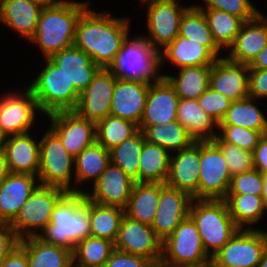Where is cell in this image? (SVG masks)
Instances as JSON below:
<instances>
[{
    "mask_svg": "<svg viewBox=\"0 0 267 267\" xmlns=\"http://www.w3.org/2000/svg\"><path fill=\"white\" fill-rule=\"evenodd\" d=\"M96 11L90 5L76 24L74 46L88 54L100 67L109 68L130 34L131 19Z\"/></svg>",
    "mask_w": 267,
    "mask_h": 267,
    "instance_id": "1",
    "label": "cell"
},
{
    "mask_svg": "<svg viewBox=\"0 0 267 267\" xmlns=\"http://www.w3.org/2000/svg\"><path fill=\"white\" fill-rule=\"evenodd\" d=\"M90 236V200L85 193L67 192L57 202L50 222L37 237L73 252L81 240Z\"/></svg>",
    "mask_w": 267,
    "mask_h": 267,
    "instance_id": "2",
    "label": "cell"
},
{
    "mask_svg": "<svg viewBox=\"0 0 267 267\" xmlns=\"http://www.w3.org/2000/svg\"><path fill=\"white\" fill-rule=\"evenodd\" d=\"M90 2L63 0L55 6L43 8L30 45L37 46L44 58L72 47L77 21Z\"/></svg>",
    "mask_w": 267,
    "mask_h": 267,
    "instance_id": "3",
    "label": "cell"
},
{
    "mask_svg": "<svg viewBox=\"0 0 267 267\" xmlns=\"http://www.w3.org/2000/svg\"><path fill=\"white\" fill-rule=\"evenodd\" d=\"M132 36L129 34L123 41L109 69L120 79L149 83L159 81L163 77L160 51L155 49L141 33L134 35L133 38Z\"/></svg>",
    "mask_w": 267,
    "mask_h": 267,
    "instance_id": "4",
    "label": "cell"
},
{
    "mask_svg": "<svg viewBox=\"0 0 267 267\" xmlns=\"http://www.w3.org/2000/svg\"><path fill=\"white\" fill-rule=\"evenodd\" d=\"M189 216L195 222L204 250L212 258L238 231L224 200L193 199Z\"/></svg>",
    "mask_w": 267,
    "mask_h": 267,
    "instance_id": "5",
    "label": "cell"
},
{
    "mask_svg": "<svg viewBox=\"0 0 267 267\" xmlns=\"http://www.w3.org/2000/svg\"><path fill=\"white\" fill-rule=\"evenodd\" d=\"M45 64L27 88L37 101L43 115L58 111L74 110L77 106L80 93L70 84L62 69L56 66L49 58H44Z\"/></svg>",
    "mask_w": 267,
    "mask_h": 267,
    "instance_id": "6",
    "label": "cell"
},
{
    "mask_svg": "<svg viewBox=\"0 0 267 267\" xmlns=\"http://www.w3.org/2000/svg\"><path fill=\"white\" fill-rule=\"evenodd\" d=\"M45 131L39 140V184L75 192L74 157L49 127Z\"/></svg>",
    "mask_w": 267,
    "mask_h": 267,
    "instance_id": "7",
    "label": "cell"
},
{
    "mask_svg": "<svg viewBox=\"0 0 267 267\" xmlns=\"http://www.w3.org/2000/svg\"><path fill=\"white\" fill-rule=\"evenodd\" d=\"M66 193L64 189L39 184L9 224L10 228L19 239L38 236L50 222L57 202Z\"/></svg>",
    "mask_w": 267,
    "mask_h": 267,
    "instance_id": "8",
    "label": "cell"
},
{
    "mask_svg": "<svg viewBox=\"0 0 267 267\" xmlns=\"http://www.w3.org/2000/svg\"><path fill=\"white\" fill-rule=\"evenodd\" d=\"M146 5L147 30L141 35L158 51L179 35L181 17L190 5L179 0H140Z\"/></svg>",
    "mask_w": 267,
    "mask_h": 267,
    "instance_id": "9",
    "label": "cell"
},
{
    "mask_svg": "<svg viewBox=\"0 0 267 267\" xmlns=\"http://www.w3.org/2000/svg\"><path fill=\"white\" fill-rule=\"evenodd\" d=\"M0 94V129L7 136L29 133L35 128L37 112L41 115L37 101L25 86ZM21 90V91H20Z\"/></svg>",
    "mask_w": 267,
    "mask_h": 267,
    "instance_id": "10",
    "label": "cell"
},
{
    "mask_svg": "<svg viewBox=\"0 0 267 267\" xmlns=\"http://www.w3.org/2000/svg\"><path fill=\"white\" fill-rule=\"evenodd\" d=\"M267 232L238 229L231 239L211 258L214 267H259Z\"/></svg>",
    "mask_w": 267,
    "mask_h": 267,
    "instance_id": "11",
    "label": "cell"
},
{
    "mask_svg": "<svg viewBox=\"0 0 267 267\" xmlns=\"http://www.w3.org/2000/svg\"><path fill=\"white\" fill-rule=\"evenodd\" d=\"M231 174L221 149L212 141H200L198 199L223 200L230 186Z\"/></svg>",
    "mask_w": 267,
    "mask_h": 267,
    "instance_id": "12",
    "label": "cell"
},
{
    "mask_svg": "<svg viewBox=\"0 0 267 267\" xmlns=\"http://www.w3.org/2000/svg\"><path fill=\"white\" fill-rule=\"evenodd\" d=\"M210 260L204 250L197 226L190 216L162 242V257L159 262L200 264Z\"/></svg>",
    "mask_w": 267,
    "mask_h": 267,
    "instance_id": "13",
    "label": "cell"
},
{
    "mask_svg": "<svg viewBox=\"0 0 267 267\" xmlns=\"http://www.w3.org/2000/svg\"><path fill=\"white\" fill-rule=\"evenodd\" d=\"M46 117L49 128L74 158L96 141V123L81 117L74 110L58 111Z\"/></svg>",
    "mask_w": 267,
    "mask_h": 267,
    "instance_id": "14",
    "label": "cell"
},
{
    "mask_svg": "<svg viewBox=\"0 0 267 267\" xmlns=\"http://www.w3.org/2000/svg\"><path fill=\"white\" fill-rule=\"evenodd\" d=\"M114 249L149 259L155 266L162 257V241L149 224L124 215Z\"/></svg>",
    "mask_w": 267,
    "mask_h": 267,
    "instance_id": "15",
    "label": "cell"
},
{
    "mask_svg": "<svg viewBox=\"0 0 267 267\" xmlns=\"http://www.w3.org/2000/svg\"><path fill=\"white\" fill-rule=\"evenodd\" d=\"M117 77L109 68L101 67L91 83L80 93L74 111L94 123L111 113L112 95Z\"/></svg>",
    "mask_w": 267,
    "mask_h": 267,
    "instance_id": "16",
    "label": "cell"
},
{
    "mask_svg": "<svg viewBox=\"0 0 267 267\" xmlns=\"http://www.w3.org/2000/svg\"><path fill=\"white\" fill-rule=\"evenodd\" d=\"M192 200L188 193L160 183V199L151 227L162 242L189 216Z\"/></svg>",
    "mask_w": 267,
    "mask_h": 267,
    "instance_id": "17",
    "label": "cell"
},
{
    "mask_svg": "<svg viewBox=\"0 0 267 267\" xmlns=\"http://www.w3.org/2000/svg\"><path fill=\"white\" fill-rule=\"evenodd\" d=\"M135 181L131 179L119 166L111 162L101 173L97 181L86 187L87 199L105 206H118L125 209ZM93 188V189H92Z\"/></svg>",
    "mask_w": 267,
    "mask_h": 267,
    "instance_id": "18",
    "label": "cell"
},
{
    "mask_svg": "<svg viewBox=\"0 0 267 267\" xmlns=\"http://www.w3.org/2000/svg\"><path fill=\"white\" fill-rule=\"evenodd\" d=\"M209 86L232 101L249 96V65L237 63L225 56L211 65Z\"/></svg>",
    "mask_w": 267,
    "mask_h": 267,
    "instance_id": "19",
    "label": "cell"
},
{
    "mask_svg": "<svg viewBox=\"0 0 267 267\" xmlns=\"http://www.w3.org/2000/svg\"><path fill=\"white\" fill-rule=\"evenodd\" d=\"M174 154L170 156L165 184L188 193L193 199H198L200 141H194L188 148Z\"/></svg>",
    "mask_w": 267,
    "mask_h": 267,
    "instance_id": "20",
    "label": "cell"
},
{
    "mask_svg": "<svg viewBox=\"0 0 267 267\" xmlns=\"http://www.w3.org/2000/svg\"><path fill=\"white\" fill-rule=\"evenodd\" d=\"M179 99L174 87L165 77L150 83L139 125H164L177 120Z\"/></svg>",
    "mask_w": 267,
    "mask_h": 267,
    "instance_id": "21",
    "label": "cell"
},
{
    "mask_svg": "<svg viewBox=\"0 0 267 267\" xmlns=\"http://www.w3.org/2000/svg\"><path fill=\"white\" fill-rule=\"evenodd\" d=\"M267 44V14L262 11L252 20L245 21L225 57L250 65Z\"/></svg>",
    "mask_w": 267,
    "mask_h": 267,
    "instance_id": "22",
    "label": "cell"
},
{
    "mask_svg": "<svg viewBox=\"0 0 267 267\" xmlns=\"http://www.w3.org/2000/svg\"><path fill=\"white\" fill-rule=\"evenodd\" d=\"M150 83L117 78L112 95L110 115L136 123L139 126Z\"/></svg>",
    "mask_w": 267,
    "mask_h": 267,
    "instance_id": "23",
    "label": "cell"
},
{
    "mask_svg": "<svg viewBox=\"0 0 267 267\" xmlns=\"http://www.w3.org/2000/svg\"><path fill=\"white\" fill-rule=\"evenodd\" d=\"M38 176L10 173L0 183V224H10L38 187Z\"/></svg>",
    "mask_w": 267,
    "mask_h": 267,
    "instance_id": "24",
    "label": "cell"
},
{
    "mask_svg": "<svg viewBox=\"0 0 267 267\" xmlns=\"http://www.w3.org/2000/svg\"><path fill=\"white\" fill-rule=\"evenodd\" d=\"M36 138L33 132L6 137L3 150L10 173L38 176L40 137Z\"/></svg>",
    "mask_w": 267,
    "mask_h": 267,
    "instance_id": "25",
    "label": "cell"
},
{
    "mask_svg": "<svg viewBox=\"0 0 267 267\" xmlns=\"http://www.w3.org/2000/svg\"><path fill=\"white\" fill-rule=\"evenodd\" d=\"M42 9L32 0H0V23L28 43L36 32Z\"/></svg>",
    "mask_w": 267,
    "mask_h": 267,
    "instance_id": "26",
    "label": "cell"
},
{
    "mask_svg": "<svg viewBox=\"0 0 267 267\" xmlns=\"http://www.w3.org/2000/svg\"><path fill=\"white\" fill-rule=\"evenodd\" d=\"M49 59L62 69L70 84L81 93L101 68L84 51L74 45L54 53Z\"/></svg>",
    "mask_w": 267,
    "mask_h": 267,
    "instance_id": "27",
    "label": "cell"
},
{
    "mask_svg": "<svg viewBox=\"0 0 267 267\" xmlns=\"http://www.w3.org/2000/svg\"><path fill=\"white\" fill-rule=\"evenodd\" d=\"M216 59L217 57L206 46L180 35L160 50L161 69L167 63L177 69L212 65Z\"/></svg>",
    "mask_w": 267,
    "mask_h": 267,
    "instance_id": "28",
    "label": "cell"
},
{
    "mask_svg": "<svg viewBox=\"0 0 267 267\" xmlns=\"http://www.w3.org/2000/svg\"><path fill=\"white\" fill-rule=\"evenodd\" d=\"M109 163L110 150L97 141L84 148L74 158L75 192L85 193L87 191L84 188L85 183L88 184L92 181L93 185Z\"/></svg>",
    "mask_w": 267,
    "mask_h": 267,
    "instance_id": "29",
    "label": "cell"
},
{
    "mask_svg": "<svg viewBox=\"0 0 267 267\" xmlns=\"http://www.w3.org/2000/svg\"><path fill=\"white\" fill-rule=\"evenodd\" d=\"M177 121L195 141L213 140L218 124L199 105L197 99H179Z\"/></svg>",
    "mask_w": 267,
    "mask_h": 267,
    "instance_id": "30",
    "label": "cell"
},
{
    "mask_svg": "<svg viewBox=\"0 0 267 267\" xmlns=\"http://www.w3.org/2000/svg\"><path fill=\"white\" fill-rule=\"evenodd\" d=\"M26 251L29 267H73L72 251L42 241L37 236L19 240Z\"/></svg>",
    "mask_w": 267,
    "mask_h": 267,
    "instance_id": "31",
    "label": "cell"
},
{
    "mask_svg": "<svg viewBox=\"0 0 267 267\" xmlns=\"http://www.w3.org/2000/svg\"><path fill=\"white\" fill-rule=\"evenodd\" d=\"M235 225L239 229H257L256 224L265 219L266 207L262 196L253 194H227L223 199Z\"/></svg>",
    "mask_w": 267,
    "mask_h": 267,
    "instance_id": "32",
    "label": "cell"
},
{
    "mask_svg": "<svg viewBox=\"0 0 267 267\" xmlns=\"http://www.w3.org/2000/svg\"><path fill=\"white\" fill-rule=\"evenodd\" d=\"M211 65L189 66L177 70V75L162 72L180 99H198L209 88ZM167 73V74H166Z\"/></svg>",
    "mask_w": 267,
    "mask_h": 267,
    "instance_id": "33",
    "label": "cell"
},
{
    "mask_svg": "<svg viewBox=\"0 0 267 267\" xmlns=\"http://www.w3.org/2000/svg\"><path fill=\"white\" fill-rule=\"evenodd\" d=\"M160 199V183L135 182L131 189L125 215L130 219L151 225Z\"/></svg>",
    "mask_w": 267,
    "mask_h": 267,
    "instance_id": "34",
    "label": "cell"
},
{
    "mask_svg": "<svg viewBox=\"0 0 267 267\" xmlns=\"http://www.w3.org/2000/svg\"><path fill=\"white\" fill-rule=\"evenodd\" d=\"M260 100L250 96L232 101L223 120L218 125H236L267 134V116L258 105ZM257 103V104H256Z\"/></svg>",
    "mask_w": 267,
    "mask_h": 267,
    "instance_id": "35",
    "label": "cell"
},
{
    "mask_svg": "<svg viewBox=\"0 0 267 267\" xmlns=\"http://www.w3.org/2000/svg\"><path fill=\"white\" fill-rule=\"evenodd\" d=\"M138 128L146 141L163 147L170 154L188 148L195 141L177 120L164 125H139Z\"/></svg>",
    "mask_w": 267,
    "mask_h": 267,
    "instance_id": "36",
    "label": "cell"
},
{
    "mask_svg": "<svg viewBox=\"0 0 267 267\" xmlns=\"http://www.w3.org/2000/svg\"><path fill=\"white\" fill-rule=\"evenodd\" d=\"M179 35L206 46L217 58L223 57L224 50L215 43L205 14L198 4H190L185 10L180 21Z\"/></svg>",
    "mask_w": 267,
    "mask_h": 267,
    "instance_id": "37",
    "label": "cell"
},
{
    "mask_svg": "<svg viewBox=\"0 0 267 267\" xmlns=\"http://www.w3.org/2000/svg\"><path fill=\"white\" fill-rule=\"evenodd\" d=\"M170 156L163 147L144 140L139 159V183H165Z\"/></svg>",
    "mask_w": 267,
    "mask_h": 267,
    "instance_id": "38",
    "label": "cell"
},
{
    "mask_svg": "<svg viewBox=\"0 0 267 267\" xmlns=\"http://www.w3.org/2000/svg\"><path fill=\"white\" fill-rule=\"evenodd\" d=\"M124 215L125 209L121 207L100 205L90 200L91 236L115 243Z\"/></svg>",
    "mask_w": 267,
    "mask_h": 267,
    "instance_id": "39",
    "label": "cell"
},
{
    "mask_svg": "<svg viewBox=\"0 0 267 267\" xmlns=\"http://www.w3.org/2000/svg\"><path fill=\"white\" fill-rule=\"evenodd\" d=\"M144 140V134L139 129L110 150V162L119 166L135 182H139V159Z\"/></svg>",
    "mask_w": 267,
    "mask_h": 267,
    "instance_id": "40",
    "label": "cell"
},
{
    "mask_svg": "<svg viewBox=\"0 0 267 267\" xmlns=\"http://www.w3.org/2000/svg\"><path fill=\"white\" fill-rule=\"evenodd\" d=\"M114 250V243L90 236L81 240L72 252L74 267H104Z\"/></svg>",
    "mask_w": 267,
    "mask_h": 267,
    "instance_id": "41",
    "label": "cell"
},
{
    "mask_svg": "<svg viewBox=\"0 0 267 267\" xmlns=\"http://www.w3.org/2000/svg\"><path fill=\"white\" fill-rule=\"evenodd\" d=\"M207 19L215 43L223 50L233 43L244 21L227 12L213 8H201ZM226 48V49H225Z\"/></svg>",
    "mask_w": 267,
    "mask_h": 267,
    "instance_id": "42",
    "label": "cell"
},
{
    "mask_svg": "<svg viewBox=\"0 0 267 267\" xmlns=\"http://www.w3.org/2000/svg\"><path fill=\"white\" fill-rule=\"evenodd\" d=\"M138 130L136 123L108 115L96 123V141L107 150H111L133 136Z\"/></svg>",
    "mask_w": 267,
    "mask_h": 267,
    "instance_id": "43",
    "label": "cell"
},
{
    "mask_svg": "<svg viewBox=\"0 0 267 267\" xmlns=\"http://www.w3.org/2000/svg\"><path fill=\"white\" fill-rule=\"evenodd\" d=\"M262 136L260 131L236 125H218L217 136L212 141L226 142L253 152Z\"/></svg>",
    "mask_w": 267,
    "mask_h": 267,
    "instance_id": "44",
    "label": "cell"
},
{
    "mask_svg": "<svg viewBox=\"0 0 267 267\" xmlns=\"http://www.w3.org/2000/svg\"><path fill=\"white\" fill-rule=\"evenodd\" d=\"M200 8H213L241 18L244 22L254 19L260 12L251 0H200ZM204 4V5H203Z\"/></svg>",
    "mask_w": 267,
    "mask_h": 267,
    "instance_id": "45",
    "label": "cell"
},
{
    "mask_svg": "<svg viewBox=\"0 0 267 267\" xmlns=\"http://www.w3.org/2000/svg\"><path fill=\"white\" fill-rule=\"evenodd\" d=\"M227 161L231 177L255 168L253 153L226 142H214Z\"/></svg>",
    "mask_w": 267,
    "mask_h": 267,
    "instance_id": "46",
    "label": "cell"
},
{
    "mask_svg": "<svg viewBox=\"0 0 267 267\" xmlns=\"http://www.w3.org/2000/svg\"><path fill=\"white\" fill-rule=\"evenodd\" d=\"M263 180L261 172L252 169L231 177L227 194H253L262 196Z\"/></svg>",
    "mask_w": 267,
    "mask_h": 267,
    "instance_id": "47",
    "label": "cell"
},
{
    "mask_svg": "<svg viewBox=\"0 0 267 267\" xmlns=\"http://www.w3.org/2000/svg\"><path fill=\"white\" fill-rule=\"evenodd\" d=\"M202 109L219 124L227 110L230 108L232 100L223 94L214 91L210 86L197 99Z\"/></svg>",
    "mask_w": 267,
    "mask_h": 267,
    "instance_id": "48",
    "label": "cell"
},
{
    "mask_svg": "<svg viewBox=\"0 0 267 267\" xmlns=\"http://www.w3.org/2000/svg\"><path fill=\"white\" fill-rule=\"evenodd\" d=\"M104 267H156L149 259L114 249Z\"/></svg>",
    "mask_w": 267,
    "mask_h": 267,
    "instance_id": "49",
    "label": "cell"
},
{
    "mask_svg": "<svg viewBox=\"0 0 267 267\" xmlns=\"http://www.w3.org/2000/svg\"><path fill=\"white\" fill-rule=\"evenodd\" d=\"M249 96L267 100V69H249Z\"/></svg>",
    "mask_w": 267,
    "mask_h": 267,
    "instance_id": "50",
    "label": "cell"
},
{
    "mask_svg": "<svg viewBox=\"0 0 267 267\" xmlns=\"http://www.w3.org/2000/svg\"><path fill=\"white\" fill-rule=\"evenodd\" d=\"M19 240L9 224H0V262L14 250Z\"/></svg>",
    "mask_w": 267,
    "mask_h": 267,
    "instance_id": "51",
    "label": "cell"
},
{
    "mask_svg": "<svg viewBox=\"0 0 267 267\" xmlns=\"http://www.w3.org/2000/svg\"><path fill=\"white\" fill-rule=\"evenodd\" d=\"M0 267H29L26 251L18 244L1 262Z\"/></svg>",
    "mask_w": 267,
    "mask_h": 267,
    "instance_id": "52",
    "label": "cell"
},
{
    "mask_svg": "<svg viewBox=\"0 0 267 267\" xmlns=\"http://www.w3.org/2000/svg\"><path fill=\"white\" fill-rule=\"evenodd\" d=\"M253 153L254 166L261 173L267 172V134H264Z\"/></svg>",
    "mask_w": 267,
    "mask_h": 267,
    "instance_id": "53",
    "label": "cell"
},
{
    "mask_svg": "<svg viewBox=\"0 0 267 267\" xmlns=\"http://www.w3.org/2000/svg\"><path fill=\"white\" fill-rule=\"evenodd\" d=\"M249 69H267V44L249 65Z\"/></svg>",
    "mask_w": 267,
    "mask_h": 267,
    "instance_id": "54",
    "label": "cell"
},
{
    "mask_svg": "<svg viewBox=\"0 0 267 267\" xmlns=\"http://www.w3.org/2000/svg\"><path fill=\"white\" fill-rule=\"evenodd\" d=\"M156 267H214L212 259L200 264H173L168 262H158Z\"/></svg>",
    "mask_w": 267,
    "mask_h": 267,
    "instance_id": "55",
    "label": "cell"
},
{
    "mask_svg": "<svg viewBox=\"0 0 267 267\" xmlns=\"http://www.w3.org/2000/svg\"><path fill=\"white\" fill-rule=\"evenodd\" d=\"M10 174L3 148H0V183Z\"/></svg>",
    "mask_w": 267,
    "mask_h": 267,
    "instance_id": "56",
    "label": "cell"
},
{
    "mask_svg": "<svg viewBox=\"0 0 267 267\" xmlns=\"http://www.w3.org/2000/svg\"><path fill=\"white\" fill-rule=\"evenodd\" d=\"M32 1L41 6L42 8H46L55 6L61 3L63 0H32Z\"/></svg>",
    "mask_w": 267,
    "mask_h": 267,
    "instance_id": "57",
    "label": "cell"
},
{
    "mask_svg": "<svg viewBox=\"0 0 267 267\" xmlns=\"http://www.w3.org/2000/svg\"><path fill=\"white\" fill-rule=\"evenodd\" d=\"M262 175V180H263V193H262V198L264 205L267 209V172L261 173Z\"/></svg>",
    "mask_w": 267,
    "mask_h": 267,
    "instance_id": "58",
    "label": "cell"
},
{
    "mask_svg": "<svg viewBox=\"0 0 267 267\" xmlns=\"http://www.w3.org/2000/svg\"><path fill=\"white\" fill-rule=\"evenodd\" d=\"M259 267H267V238H266V243L263 249Z\"/></svg>",
    "mask_w": 267,
    "mask_h": 267,
    "instance_id": "59",
    "label": "cell"
},
{
    "mask_svg": "<svg viewBox=\"0 0 267 267\" xmlns=\"http://www.w3.org/2000/svg\"><path fill=\"white\" fill-rule=\"evenodd\" d=\"M5 140H6V135L0 129V148H3Z\"/></svg>",
    "mask_w": 267,
    "mask_h": 267,
    "instance_id": "60",
    "label": "cell"
}]
</instances>
